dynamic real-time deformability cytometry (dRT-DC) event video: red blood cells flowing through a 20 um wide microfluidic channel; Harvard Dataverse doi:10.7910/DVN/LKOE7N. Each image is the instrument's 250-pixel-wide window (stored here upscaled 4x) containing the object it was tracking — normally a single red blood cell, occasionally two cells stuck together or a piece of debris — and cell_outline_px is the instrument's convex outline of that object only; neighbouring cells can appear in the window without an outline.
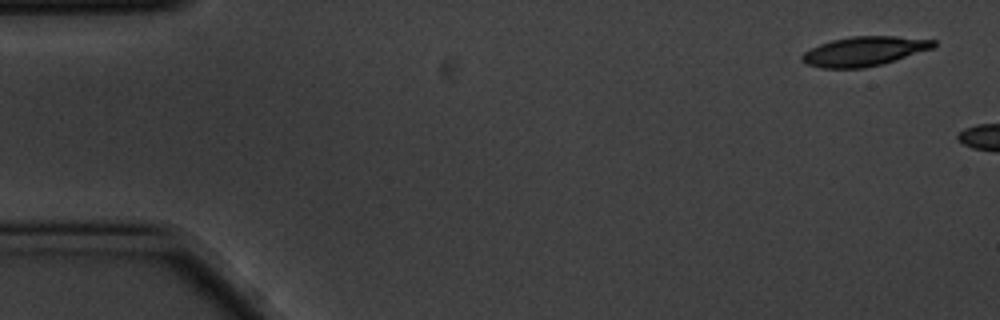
{"species": "common noctule bat (a hibernating species)", "species_latin": "Nyctalus noctula", "temperature_condition": "cold", "stored_images_in_passage": 3, "camera_frame_rate_fps": 3000, "um_per_image_px": 0.085, "animal": {"sex": "male", "body_mass_g": 20.1, "forearm_length_mm": 53.5}, "frame": {"image": 1, "passage_image": 1, "time_ms": 0.0, "image_size_px": [1000, 320], "cell_outline_px": [[936, 48], [880, 64], [864, 68], [820, 68], [804, 64], [800, 60], [800, 56], [804, 52], [820, 44], [832, 40], [852, 36], [896, 36], [936, 40]], "centroid_in_image_um": [73.45, 4.36], "position_along_channel_um": 11.6, "area_um2": 22.66}}